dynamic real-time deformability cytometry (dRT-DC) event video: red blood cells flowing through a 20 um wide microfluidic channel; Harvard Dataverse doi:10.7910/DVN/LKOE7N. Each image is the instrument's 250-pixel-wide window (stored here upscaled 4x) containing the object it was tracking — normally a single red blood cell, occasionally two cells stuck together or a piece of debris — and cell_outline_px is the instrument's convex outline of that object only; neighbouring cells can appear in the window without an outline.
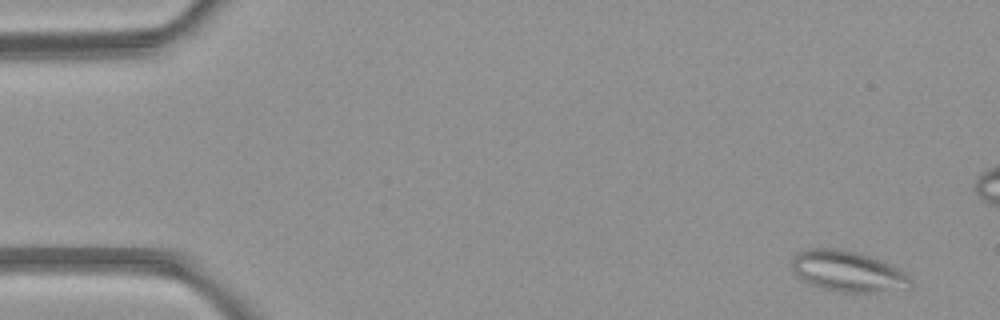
{"species": "common noctule bat (a hibernating species)", "species_latin": "Nyctalus noctula", "temperature_condition": "room temperature", "stored_images_in_passage": 5, "camera_frame_rate_fps": 3000, "um_per_image_px": 0.085, "animal": {"sex": "female", "body_mass_g": 21.9}, "frame": {"image": 1, "passage_image": 1, "time_ms": 0.0, "image_size_px": [1000, 320], "cell_outline_px": [[912, 288], [872, 292], [840, 292], [820, 288], [804, 280], [792, 272], [792, 256], [796, 252], [808, 248], [840, 248], [860, 252], [880, 260], [904, 272], [912, 280]], "centroid_in_image_um": [72.03, 23.05], "position_along_channel_um": 13.0, "area_um2": 28.44}}